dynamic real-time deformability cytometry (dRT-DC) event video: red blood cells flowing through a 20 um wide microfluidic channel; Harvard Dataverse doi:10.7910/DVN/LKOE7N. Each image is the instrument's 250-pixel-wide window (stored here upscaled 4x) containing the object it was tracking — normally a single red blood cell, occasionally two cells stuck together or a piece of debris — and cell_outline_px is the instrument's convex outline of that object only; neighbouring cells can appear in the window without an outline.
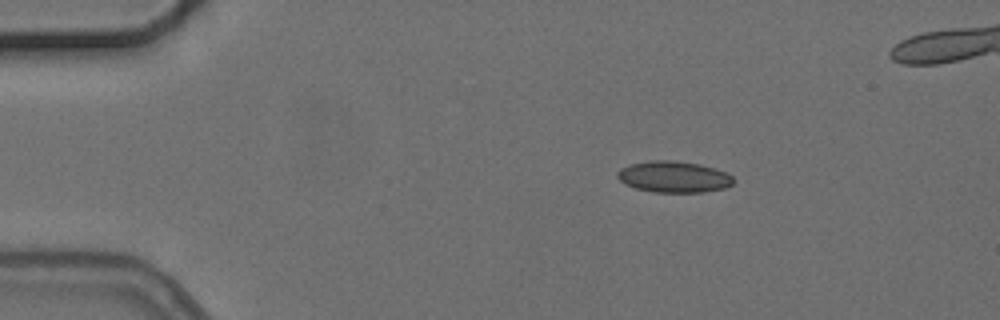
{"species": "common noctule bat (a hibernating species)", "species_latin": "Nyctalus noctula", "temperature_condition": "cold", "stored_images_in_passage": 4, "camera_frame_rate_fps": 3000, "um_per_image_px": 0.085, "animal": {"sex": "female", "body_mass_g": 24.6, "forearm_length_mm": 56.2}, "frame": {"image": 1, "passage_image": 1, "time_ms": 0.0, "image_size_px": [1000, 320], "cell_outline_px": [[736, 180], [732, 184], [724, 188], [704, 192], [652, 192], [636, 188], [624, 184], [616, 176], [616, 172], [620, 168], [628, 164], [648, 160], [672, 160], [700, 164], [716, 168], [728, 172]], "centroid_in_image_um": [57.26, 15.02], "position_along_channel_um": 27.7, "area_um2": 21.56}}